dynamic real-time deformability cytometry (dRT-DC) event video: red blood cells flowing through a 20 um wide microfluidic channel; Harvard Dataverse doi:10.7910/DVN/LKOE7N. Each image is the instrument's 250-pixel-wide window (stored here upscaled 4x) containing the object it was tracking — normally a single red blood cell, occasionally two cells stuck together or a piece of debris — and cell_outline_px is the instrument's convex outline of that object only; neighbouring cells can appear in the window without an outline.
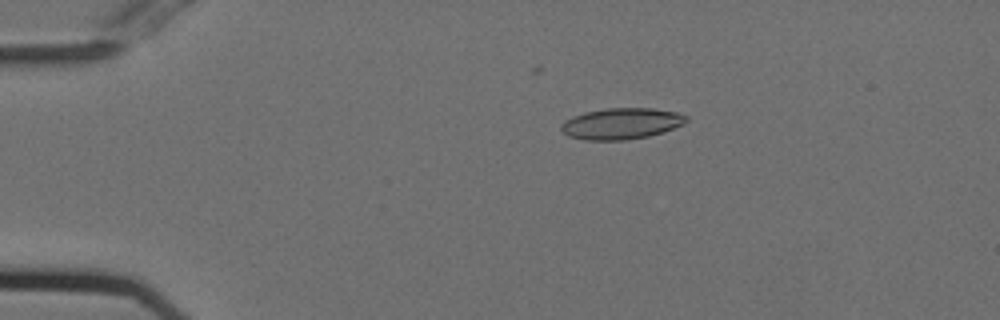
{"species": "Egyptian fruit bat (a non-hibernating species)", "species_latin": "Rousettus aegyptiacus", "temperature_condition": "cold", "stored_images_in_passage": 54, "camera_frame_rate_fps": 3000, "um_per_image_px": 0.085, "animal": {"sex": "female"}, "frame": {"image": 1, "passage_image": 11, "time_ms": 3.333, "image_size_px": [1000, 320], "cell_outline_px": [[688, 120], [684, 124], [648, 136], [624, 140], [584, 140], [568, 136], [560, 128], [560, 124], [564, 120], [572, 116], [584, 112], [608, 108], [652, 108], [676, 112], [688, 116]], "centroid_in_image_um": [52.78, 10.5], "position_along_channel_um": 32.2, "area_um2": 22.72}}
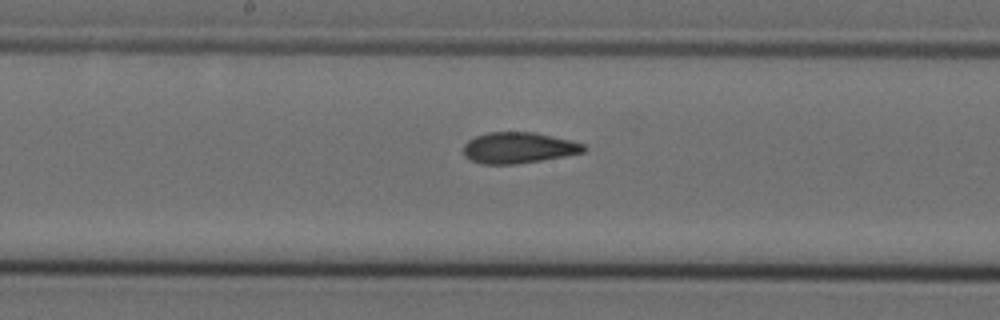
{"frame": {"image": 2, "passage_image": 29, "time_ms": 9.333, "image_size_px": [1000, 320], "cell_outline_px": [[588, 148], [584, 152], [564, 156], [516, 164], [480, 164], [464, 156], [464, 144], [468, 140], [476, 136], [488, 132], [536, 132], [584, 144]], "centroid_in_image_um": [44.06, 12.56], "position_along_channel_um": 204.1, "area_um2": 21.68}}
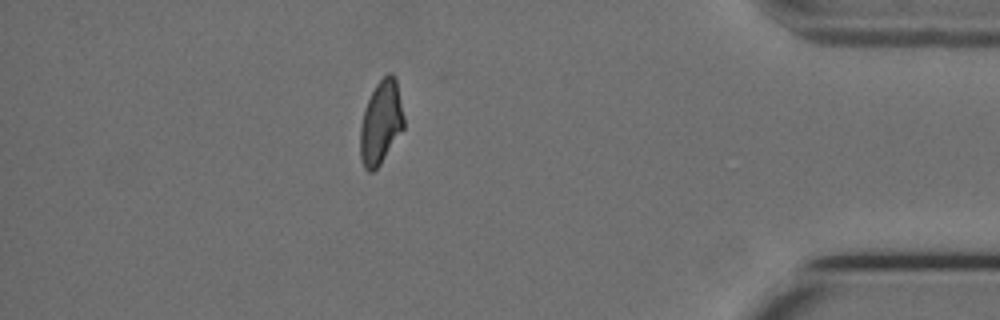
{"frame": {"image": 3, "passage_image": 48, "time_ms": 15.667, "image_size_px": [1000, 320], "cell_outline_px": [[404, 128], [380, 164], [372, 172], [368, 172], [364, 168], [360, 156], [360, 128], [364, 108], [376, 84], [388, 72], [392, 72], [396, 76], [404, 116]], "centroid_in_image_um": [32.38, 10.39], "position_along_channel_um": 402.8, "area_um2": 21.33}, "authors_computed_cell_mechanics": {"area_um2": 21.9929, "velocity_mm_per_s": 3.7385, "shape_relaxation_time_tau1_ms": null, "shape_relaxation_time_tau2_ms": 2.4887, "deformation_change_tau1": null, "deformation_change_tau2": 0.0987}}